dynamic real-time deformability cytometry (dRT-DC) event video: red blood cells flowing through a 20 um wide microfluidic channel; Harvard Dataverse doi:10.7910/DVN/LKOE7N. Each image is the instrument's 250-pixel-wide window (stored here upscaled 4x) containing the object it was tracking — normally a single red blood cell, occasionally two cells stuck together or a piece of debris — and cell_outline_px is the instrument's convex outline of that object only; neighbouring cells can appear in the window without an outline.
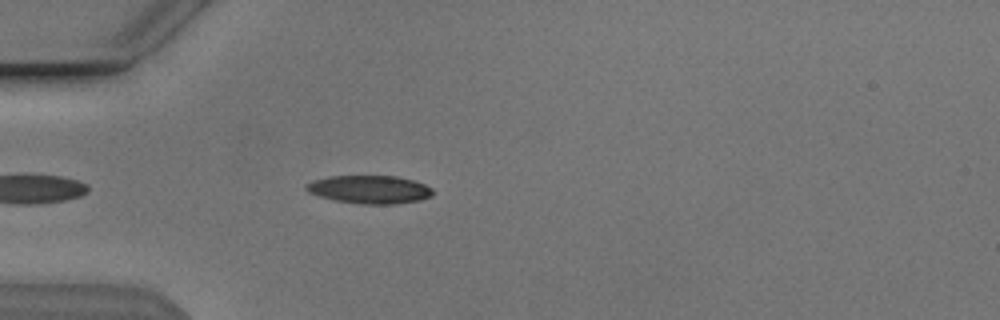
{"species": "Egyptian fruit bat (a non-hibernating species)", "species_latin": "Rousettus aegyptiacus", "temperature_condition": "cold", "stored_images_in_passage": 27, "camera_frame_rate_fps": 3000, "um_per_image_px": 0.085, "animal": {"sex": "male"}, "frame": {"image": 1, "passage_image": 4, "time_ms": 1.0, "image_size_px": [1000, 320], "cell_outline_px": [[432, 196], [420, 200], [396, 204], [360, 204], [336, 200], [320, 196], [308, 192], [304, 188], [304, 184], [312, 180], [328, 176], [396, 176], [416, 180], [432, 188]], "centroid_in_image_um": [31.41, 16.1], "position_along_channel_um": 53.6, "area_um2": 20.92}}
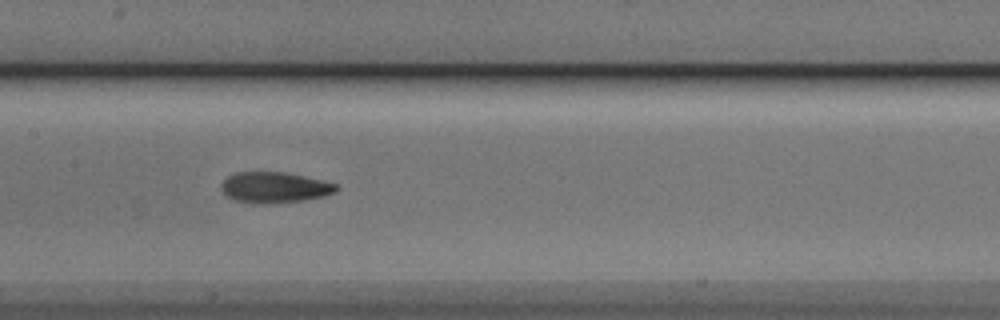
{"frame": {"image": 2, "passage_image": 15, "time_ms": 4.667, "image_size_px": [1000, 320], "cell_outline_px": [[340, 188], [336, 192], [324, 196], [304, 200], [268, 204], [252, 204], [236, 200], [228, 196], [220, 188], [220, 184], [228, 176], [236, 172], [288, 172], [336, 184]], "centroid_in_image_um": [23.33, 15.94], "position_along_channel_um": 184.1, "area_um2": 20.75}}
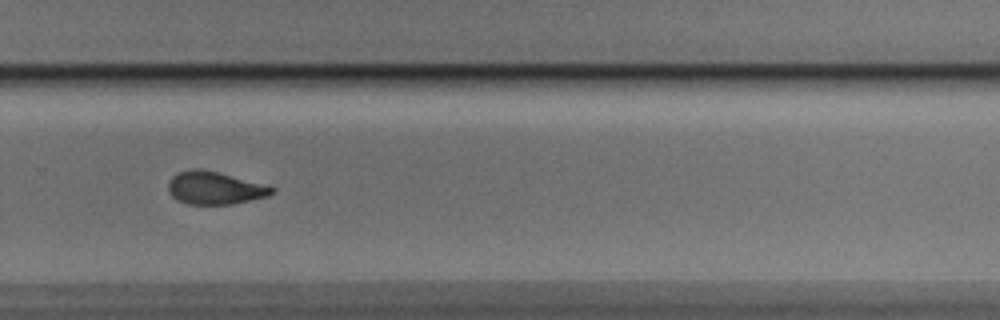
{"frame": {"image": 3, "passage_image": 25, "time_ms": 8.0, "image_size_px": [1000, 320], "cell_outline_px": [[276, 192], [268, 196], [232, 204], [188, 204], [176, 200], [168, 192], [168, 180], [172, 176], [180, 172], [192, 168], [200, 168], [268, 184], [276, 188]], "centroid_in_image_um": [18.28, 15.97], "position_along_channel_um": 311.5, "area_um2": 20.06}}